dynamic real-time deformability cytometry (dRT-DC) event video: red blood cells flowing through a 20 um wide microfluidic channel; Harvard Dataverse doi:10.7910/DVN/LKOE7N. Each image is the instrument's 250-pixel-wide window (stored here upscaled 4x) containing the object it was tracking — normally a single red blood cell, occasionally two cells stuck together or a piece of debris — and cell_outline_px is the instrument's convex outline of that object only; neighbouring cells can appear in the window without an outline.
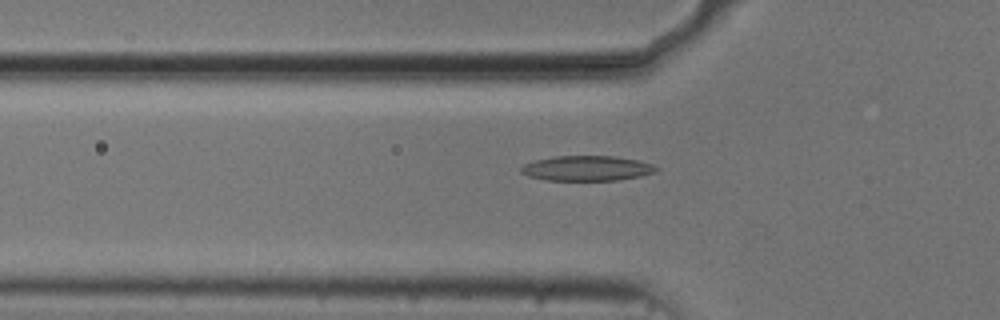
{"species": "common noctule bat (a hibernating species)", "species_latin": "Nyctalus noctula", "temperature_condition": "cold", "stored_images_in_passage": 54, "camera_frame_rate_fps": 3000, "um_per_image_px": 0.085, "animal": {"sex": "male", "body_mass_g": 20.5, "forearm_length_mm": 52.5}, "frame": {"image": 1, "passage_image": 18, "time_ms": 5.667, "image_size_px": [1000, 320], "cell_outline_px": [[660, 168], [656, 172], [640, 176], [616, 180], [544, 180], [528, 176], [520, 172], [520, 168], [524, 164], [532, 160], [556, 156], [616, 156], [636, 160], [652, 164]], "centroid_in_image_um": [49.86, 14.3], "position_along_channel_um": 75.9, "area_um2": 19.83}}
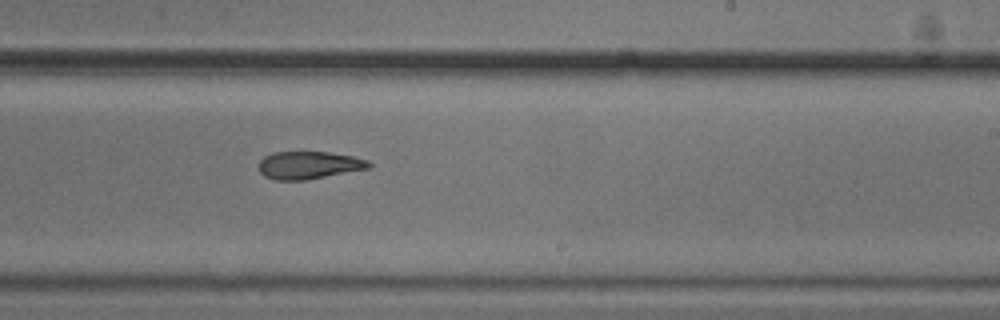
{"frame": {"image": 2, "passage_image": 33, "time_ms": 10.667, "image_size_px": [1000, 320], "cell_outline_px": [[372, 164], [368, 168], [304, 180], [276, 180], [264, 176], [260, 172], [260, 160], [264, 156], [272, 152], [328, 152], [352, 156], [368, 160]], "centroid_in_image_um": [26.23, 14.03], "position_along_channel_um": 262.8, "area_um2": 17.51}}
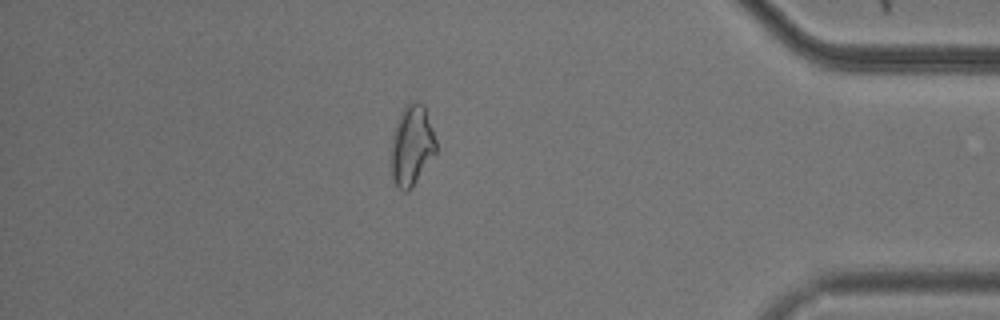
{"frame": {"image": 3, "passage_image": 47, "time_ms": 15.333, "image_size_px": [1000, 320], "cell_outline_px": [[436, 152], [412, 188], [408, 192], [404, 192], [396, 184], [392, 176], [388, 160], [392, 136], [396, 120], [400, 112], [408, 104], [416, 100], [424, 104], [436, 140]], "centroid_in_image_um": [34.96, 12.37], "position_along_channel_um": 400.2, "area_um2": 21.5}, "authors_computed_cell_mechanics": {"area_um2": 19.6231, "velocity_mm_per_s": 3.7258, "shape_relaxation_time_tau1_ms": 11.3116, "shape_relaxation_time_tau2_ms": 4.9945, "deformation_change_tau1": 0.2593, "deformation_change_tau2": 0.1458}}